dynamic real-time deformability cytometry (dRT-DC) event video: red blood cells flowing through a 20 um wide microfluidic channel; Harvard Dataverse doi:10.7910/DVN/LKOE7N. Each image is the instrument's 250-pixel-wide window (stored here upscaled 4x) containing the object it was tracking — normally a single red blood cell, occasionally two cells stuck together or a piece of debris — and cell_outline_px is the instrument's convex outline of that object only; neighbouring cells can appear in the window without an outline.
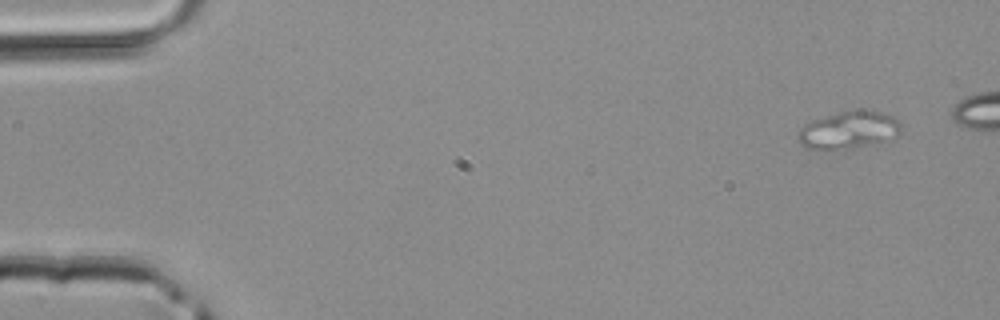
{"species": "common noctule bat (a hibernating species)", "species_latin": "Nyctalus noctula", "temperature_condition": "room temperature", "stored_images_in_passage": 4, "camera_frame_rate_fps": 3000, "um_per_image_px": 0.085, "animal": {"sex": "male", "body_mass_g": 20.4}, "frame": {"image": 1, "passage_image": 1, "time_ms": 0.0, "image_size_px": [1000, 320], "cell_outline_px": [[900, 132], [884, 140], [844, 152], [804, 148], [800, 144], [796, 136], [800, 128], [804, 124], [812, 120], [840, 112], [880, 112], [892, 116], [900, 124]], "centroid_in_image_um": [72.02, 11.13], "position_along_channel_um": 13.0, "area_um2": 22.37}}